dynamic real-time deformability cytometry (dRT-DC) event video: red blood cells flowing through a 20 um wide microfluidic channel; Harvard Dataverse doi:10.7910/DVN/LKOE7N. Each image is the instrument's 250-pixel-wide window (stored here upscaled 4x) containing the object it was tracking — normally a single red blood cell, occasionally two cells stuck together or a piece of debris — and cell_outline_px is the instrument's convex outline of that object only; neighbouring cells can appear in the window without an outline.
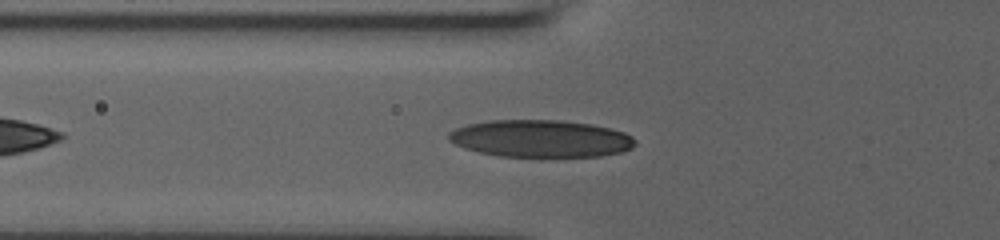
{"species": "human", "species_latin": "Homo sapiens", "temperature_condition": "room temperature", "stored_images_in_passage": 13, "camera_frame_rate_fps": 3000, "um_per_image_px": 0.085, "donor": {"sex": "male"}, "frame": {"image": 1, "passage_image": 6, "time_ms": 4.667, "image_size_px": [1000, 240], "cell_outline_px": [[636, 144], [632, 148], [620, 152], [600, 156], [496, 156], [464, 148], [448, 140], [448, 132], [456, 128], [468, 124], [492, 120], [560, 120], [592, 124], [612, 128], [624, 132], [632, 136], [636, 140]], "centroid_in_image_um": [45.97, 11.77], "position_along_channel_um": 79.8, "area_um2": 40.52}}
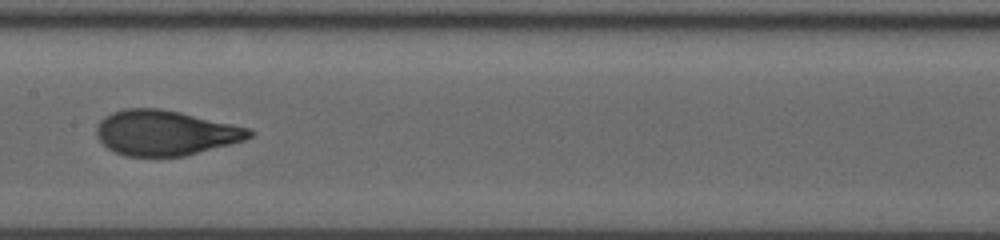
{"frame": {"image": 2, "passage_image": 9, "time_ms": 7.667, "image_size_px": [1000, 240], "cell_outline_px": [[252, 136], [244, 140], [184, 156], [124, 156], [108, 148], [96, 136], [96, 124], [104, 116], [112, 112], [124, 108], [160, 108], [180, 112], [232, 124], [248, 128], [252, 132]], "centroid_in_image_um": [13.99, 11.28], "position_along_channel_um": 193.4, "area_um2": 39.94}}
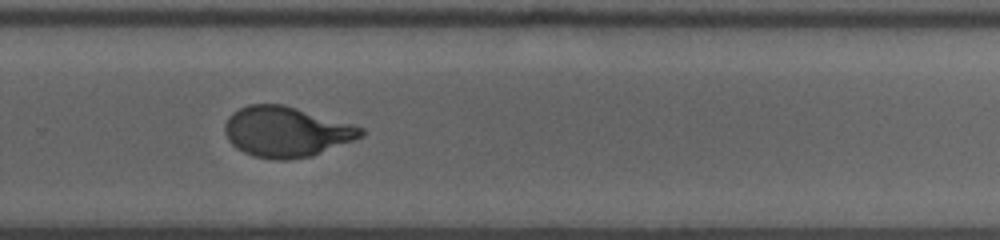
{"frame": {"image": 3, "passage_image": 12, "time_ms": 10.667, "image_size_px": [1000, 240], "cell_outline_px": [[368, 132], [364, 136], [312, 156], [288, 160], [272, 160], [252, 156], [236, 148], [228, 140], [224, 132], [224, 124], [228, 116], [232, 112], [248, 104], [284, 104], [364, 128]], "centroid_in_image_um": [24.31, 11.21], "position_along_channel_um": 305.5, "area_um2": 40.17}}